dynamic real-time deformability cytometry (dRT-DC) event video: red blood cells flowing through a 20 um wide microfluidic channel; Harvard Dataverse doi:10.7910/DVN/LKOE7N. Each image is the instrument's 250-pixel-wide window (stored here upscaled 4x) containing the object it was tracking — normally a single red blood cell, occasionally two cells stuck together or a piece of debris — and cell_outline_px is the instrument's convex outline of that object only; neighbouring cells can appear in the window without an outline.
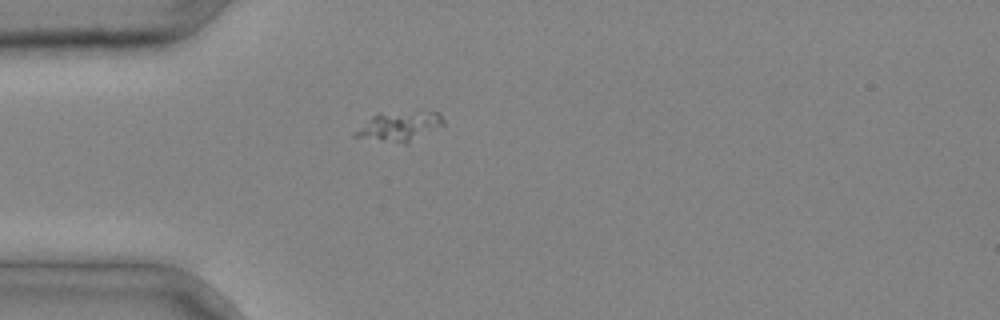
{"species": "common noctule bat (a hibernating species)", "species_latin": "Nyctalus noctula", "temperature_condition": "cold", "stored_images_in_passage": 1, "camera_frame_rate_fps": 3000, "um_per_image_px": 0.085, "animal": {"sex": "male", "body_mass_g": 20.4}, "frame": {"image": 1, "passage_image": 1, "time_ms": 0.0, "image_size_px": [1000, 320], "cell_outline_px": [[444, 124], [408, 144], [404, 144], [352, 136], [352, 132], [372, 116], [380, 112], [436, 112], [444, 120]], "centroid_in_image_um": [33.91, 10.75], "position_along_channel_um": 51.1, "area_um2": 15.09}}